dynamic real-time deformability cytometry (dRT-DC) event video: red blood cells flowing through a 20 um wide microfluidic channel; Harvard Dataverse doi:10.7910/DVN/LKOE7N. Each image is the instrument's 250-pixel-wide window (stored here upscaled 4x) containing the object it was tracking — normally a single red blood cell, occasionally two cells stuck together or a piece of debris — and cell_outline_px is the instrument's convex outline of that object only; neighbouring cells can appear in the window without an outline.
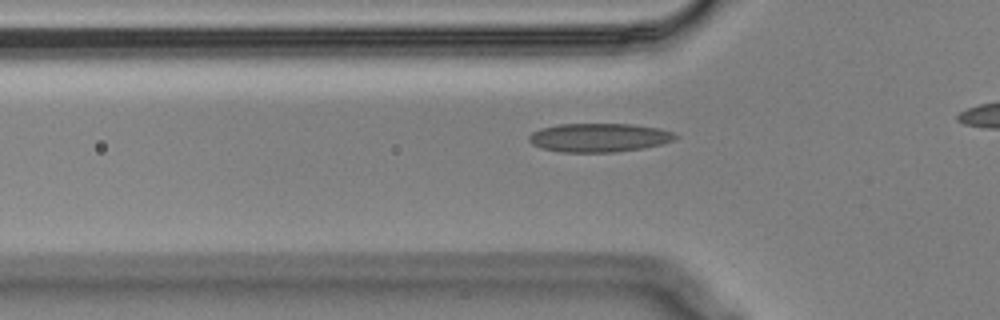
{"species": "Egyptian fruit bat (a non-hibernating species)", "species_latin": "Rousettus aegyptiacus", "temperature_condition": "cold", "stored_images_in_passage": 39, "camera_frame_rate_fps": 3000, "um_per_image_px": 0.085, "animal": {"sex": "male"}, "frame": {"image": 1, "passage_image": 11, "time_ms": 3.333, "image_size_px": [1000, 320], "cell_outline_px": [[680, 136], [672, 140], [660, 144], [644, 148], [616, 152], [560, 152], [540, 148], [532, 144], [528, 140], [528, 136], [532, 132], [540, 128], [560, 124], [632, 124], [660, 128], [672, 132]], "centroid_in_image_um": [50.9, 11.7], "position_along_channel_um": 74.9, "area_um2": 24.62}}
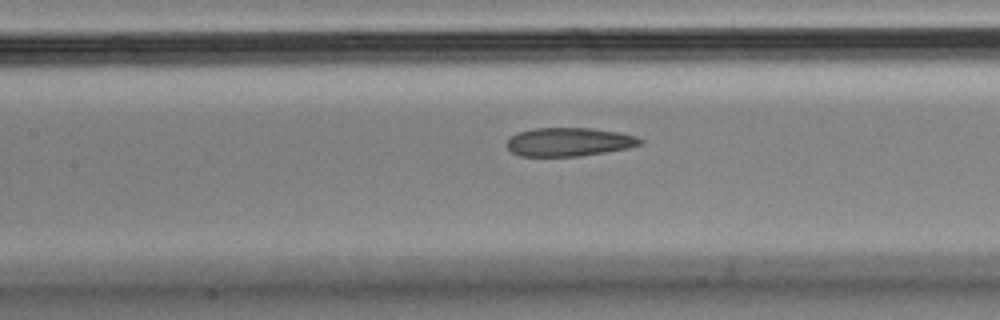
{"frame": {"image": 2, "passage_image": 18, "time_ms": 5.667, "image_size_px": [1000, 320], "cell_outline_px": [[644, 144], [628, 148], [580, 156], [520, 156], [512, 152], [504, 144], [512, 136], [520, 132], [532, 128], [592, 128], [620, 132], [636, 136], [644, 140]], "centroid_in_image_um": [48.4, 12.06], "position_along_channel_um": 159.0, "area_um2": 22.31}}
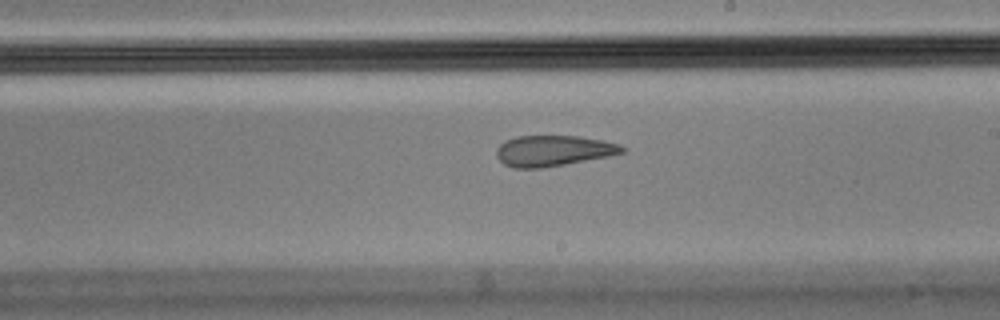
{"frame": {"image": 3, "passage_image": 25, "time_ms": 8.0, "image_size_px": [1000, 320], "cell_outline_px": [[628, 152], [608, 156], [564, 164], [540, 168], [512, 168], [504, 164], [496, 156], [496, 148], [504, 140], [516, 136], [580, 136], [604, 140], [620, 144], [628, 148]], "centroid_in_image_um": [47.05, 12.8], "position_along_channel_um": 241.9, "area_um2": 22.77}}